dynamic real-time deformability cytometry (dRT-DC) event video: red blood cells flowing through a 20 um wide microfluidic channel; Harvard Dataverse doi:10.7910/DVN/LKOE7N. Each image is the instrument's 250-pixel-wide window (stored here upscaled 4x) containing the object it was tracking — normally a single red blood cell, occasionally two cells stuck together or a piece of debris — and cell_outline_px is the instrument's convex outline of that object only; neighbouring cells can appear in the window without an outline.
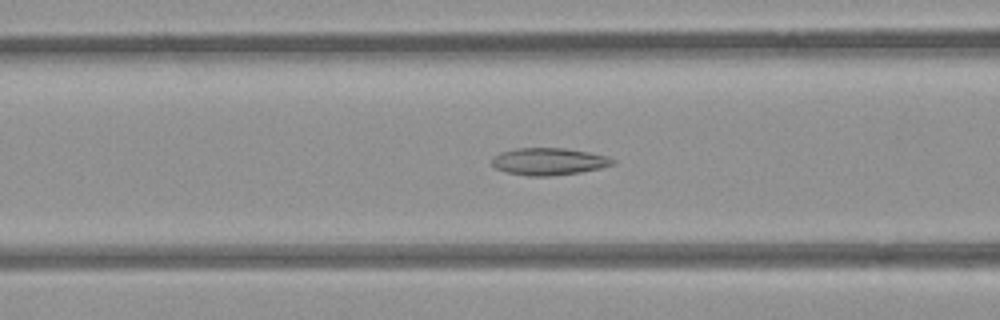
{"species": "common noctule bat (a hibernating species)", "species_latin": "Nyctalus noctula", "temperature_condition": "room temperature", "stored_images_in_passage": 54, "camera_frame_rate_fps": 3000, "um_per_image_px": 0.085, "animal": {"sex": "female", "body_mass_g": 21.9}, "frame": {"image": 1, "passage_image": 22, "time_ms": 7.0, "image_size_px": [1000, 320], "cell_outline_px": [[616, 164], [600, 168], [580, 172], [552, 176], [528, 176], [508, 172], [496, 168], [492, 164], [492, 160], [500, 152], [516, 148], [564, 148], [588, 152], [608, 156], [616, 160]], "centroid_in_image_um": [46.69, 13.72], "position_along_channel_um": 119.9, "area_um2": 19.07}}
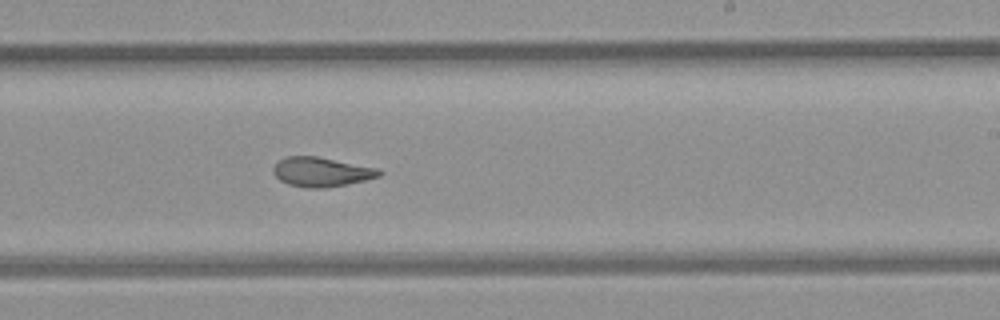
{"frame": {"image": 2, "passage_image": 33, "time_ms": 10.667, "image_size_px": [1000, 320], "cell_outline_px": [[384, 172], [380, 176], [348, 184], [324, 188], [308, 188], [288, 184], [280, 180], [272, 172], [272, 168], [280, 160], [288, 156], [316, 156], [380, 168]], "centroid_in_image_um": [27.35, 14.61], "position_along_channel_um": 261.6, "area_um2": 18.21}}
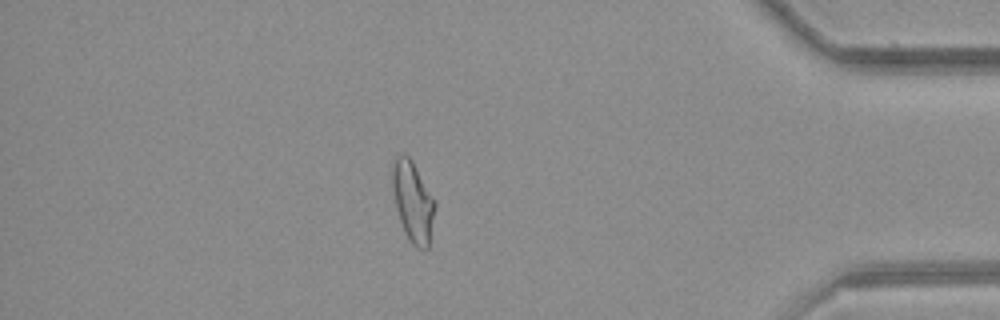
{"frame": {"image": 3, "passage_image": 47, "time_ms": 15.333, "image_size_px": [1000, 320], "cell_outline_px": [[436, 204], [428, 248], [416, 248], [408, 240], [404, 232], [396, 208], [392, 188], [392, 168], [396, 156], [400, 152], [404, 152], [412, 160], [436, 200]], "centroid_in_image_um": [35.09, 17.11], "position_along_channel_um": 400.1, "area_um2": 20.17}, "authors_computed_cell_mechanics": {"area_um2": 20.1722, "velocity_mm_per_s": 3.8626, "shape_relaxation_time_tau1_ms": null, "shape_relaxation_time_tau2_ms": 1.7628, "deformation_change_tau1": null, "deformation_change_tau2": 0.077}}